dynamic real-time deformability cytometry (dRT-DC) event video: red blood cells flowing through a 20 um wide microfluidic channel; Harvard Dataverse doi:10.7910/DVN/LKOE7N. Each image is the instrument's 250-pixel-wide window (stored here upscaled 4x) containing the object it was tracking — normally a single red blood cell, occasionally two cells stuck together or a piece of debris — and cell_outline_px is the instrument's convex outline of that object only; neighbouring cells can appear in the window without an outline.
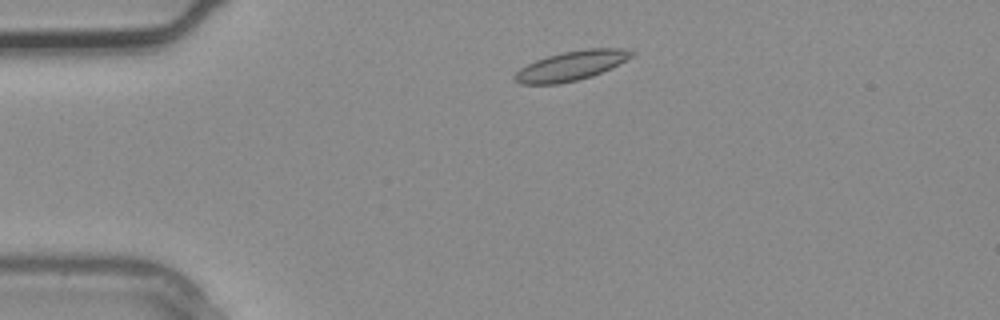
{"species": "common noctule bat (a hibernating species)", "species_latin": "Nyctalus noctula", "temperature_condition": "warm", "stored_images_in_passage": 1, "camera_frame_rate_fps": 3000, "um_per_image_px": 0.085, "animal": {"sex": "male", "body_mass_g": 20.4}, "frame": {"image": 1, "passage_image": 1, "time_ms": 0.0, "image_size_px": [1000, 320], "cell_outline_px": [[636, 52], [632, 56], [592, 76], [560, 84], [520, 84], [512, 80], [512, 76], [520, 68], [536, 60], [548, 56], [564, 52], [584, 48], [624, 48]], "centroid_in_image_um": [48.49, 5.59], "position_along_channel_um": 36.5, "area_um2": 19.88}}